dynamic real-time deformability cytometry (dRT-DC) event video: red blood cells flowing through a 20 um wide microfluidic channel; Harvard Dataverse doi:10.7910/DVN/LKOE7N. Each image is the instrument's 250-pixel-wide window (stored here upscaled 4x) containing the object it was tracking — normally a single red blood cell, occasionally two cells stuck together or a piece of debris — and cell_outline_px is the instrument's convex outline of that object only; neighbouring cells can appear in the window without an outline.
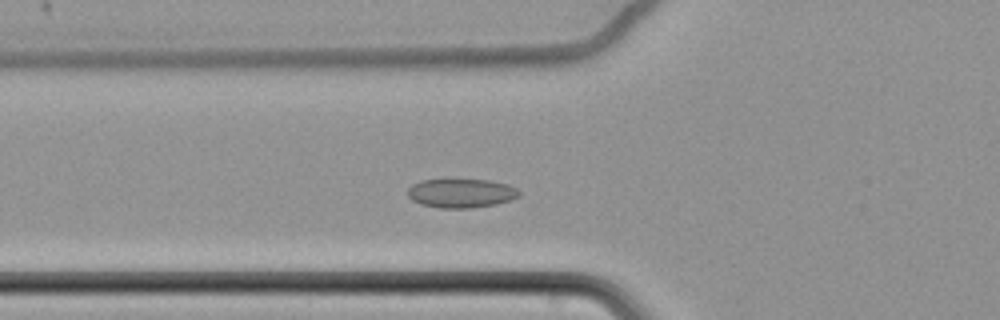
{"species": "common noctule bat (a hibernating species)", "species_latin": "Nyctalus noctula", "temperature_condition": "cold", "stored_images_in_passage": 5, "camera_frame_rate_fps": 3000, "um_per_image_px": 0.085, "animal": {"sex": "female", "body_mass_g": 22.7, "forearm_length_mm": 54.2}, "frame": {"image": 1, "passage_image": 5, "time_ms": 1.333, "image_size_px": [1000, 320], "cell_outline_px": [[520, 196], [512, 200], [496, 204], [472, 208], [440, 208], [420, 204], [412, 200], [408, 196], [408, 188], [412, 184], [420, 180], [444, 176], [488, 180], [508, 184], [516, 188], [520, 192]], "centroid_in_image_um": [39.16, 16.37], "position_along_channel_um": 86.6, "area_um2": 19.88}}